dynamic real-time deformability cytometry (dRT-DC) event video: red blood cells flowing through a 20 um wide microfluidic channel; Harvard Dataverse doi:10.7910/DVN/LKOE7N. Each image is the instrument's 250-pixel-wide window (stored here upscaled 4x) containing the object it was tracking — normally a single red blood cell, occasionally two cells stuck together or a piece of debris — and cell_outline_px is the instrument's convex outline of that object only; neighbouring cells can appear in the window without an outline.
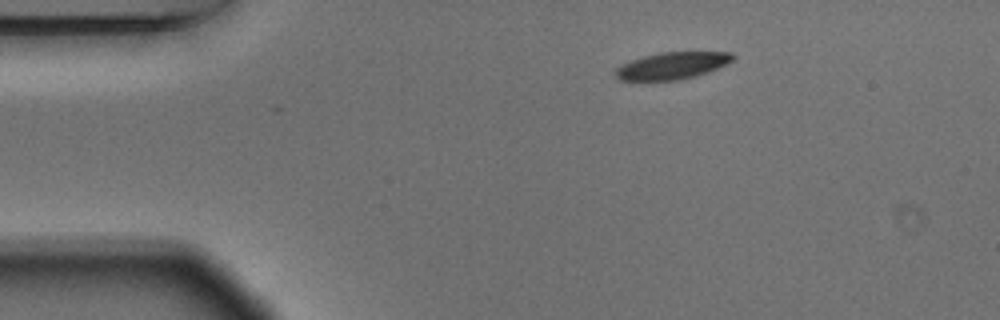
{"species": "Egyptian fruit bat (a non-hibernating species)", "species_latin": "Rousettus aegyptiacus", "temperature_condition": "warm", "stored_images_in_passage": 2, "camera_frame_rate_fps": 3000, "um_per_image_px": 0.085, "animal": {"sex": "male"}, "frame": {"image": 1, "passage_image": 1, "time_ms": 0.0, "image_size_px": [1000, 320], "cell_outline_px": [[736, 56], [732, 60], [708, 72], [696, 76], [680, 80], [620, 80], [616, 76], [616, 68], [632, 60], [644, 56], [660, 52], [732, 52]], "centroid_in_image_um": [57.15, 5.58], "position_along_channel_um": 27.8, "area_um2": 18.21}}